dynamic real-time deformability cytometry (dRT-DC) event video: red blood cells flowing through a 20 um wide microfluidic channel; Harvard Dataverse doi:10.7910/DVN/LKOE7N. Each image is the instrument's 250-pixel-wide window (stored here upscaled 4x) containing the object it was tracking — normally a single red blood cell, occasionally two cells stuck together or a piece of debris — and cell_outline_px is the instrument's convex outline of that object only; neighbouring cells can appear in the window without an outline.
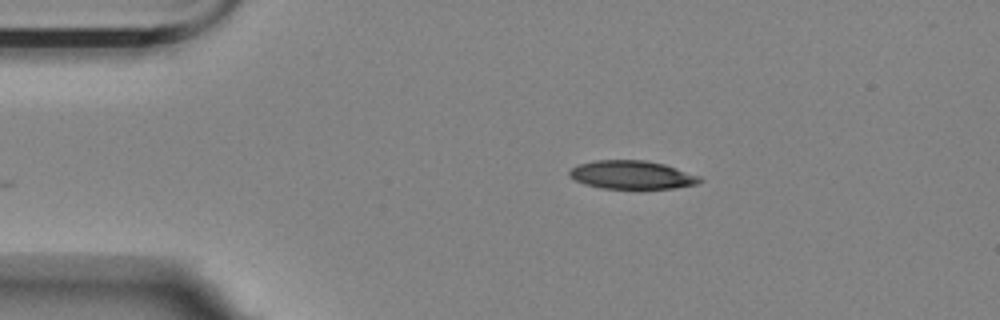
{"species": "Egyptian fruit bat (a non-hibernating species)", "species_latin": "Rousettus aegyptiacus", "temperature_condition": "room temperature", "stored_images_in_passage": 39, "camera_frame_rate_fps": 3000, "um_per_image_px": 0.085, "animal": {"sex": "female"}, "frame": {"image": 1, "passage_image": 1, "time_ms": 0.0, "image_size_px": [1000, 320], "cell_outline_px": [[704, 180], [696, 184], [672, 188], [604, 188], [584, 184], [568, 176], [568, 172], [572, 168], [580, 164], [596, 160], [644, 160], [664, 164], [700, 176]], "centroid_in_image_um": [53.71, 14.86], "position_along_channel_um": 31.3, "area_um2": 21.33}}
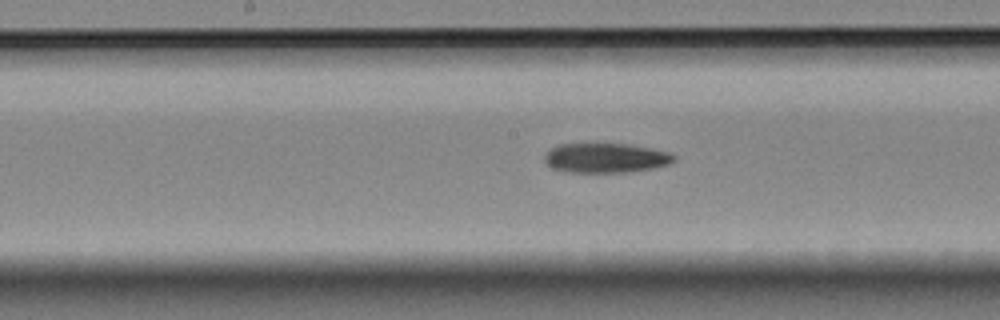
{"frame": {"image": 2, "passage_image": 19, "time_ms": 6.0, "image_size_px": [1000, 320], "cell_outline_px": [[676, 160], [668, 164], [652, 168], [624, 172], [568, 172], [552, 168], [544, 160], [544, 156], [552, 148], [560, 144], [628, 144], [652, 148], [668, 152], [676, 156]], "centroid_in_image_um": [51.5, 13.42], "position_along_channel_um": 196.7, "area_um2": 22.14}}
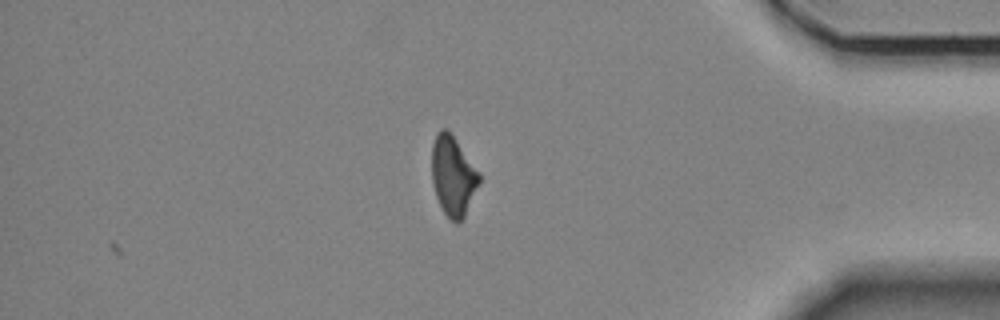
{"frame": {"image": 3, "passage_image": 39, "time_ms": 12.667, "image_size_px": [1000, 320], "cell_outline_px": [[480, 184], [464, 216], [456, 224], [444, 212], [436, 196], [432, 184], [432, 144], [436, 132], [440, 128], [448, 128], [480, 172]], "centroid_in_image_um": [38.51, 14.89], "position_along_channel_um": 396.7, "area_um2": 22.2}}